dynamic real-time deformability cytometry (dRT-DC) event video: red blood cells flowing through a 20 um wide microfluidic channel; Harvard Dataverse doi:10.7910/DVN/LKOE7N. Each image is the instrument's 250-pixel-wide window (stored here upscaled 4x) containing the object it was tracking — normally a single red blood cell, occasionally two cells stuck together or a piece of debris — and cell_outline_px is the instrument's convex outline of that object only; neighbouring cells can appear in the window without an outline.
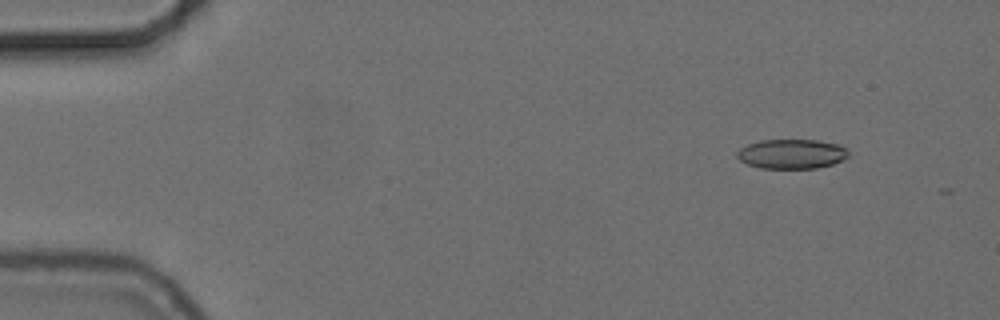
{"species": "common noctule bat (a hibernating species)", "species_latin": "Nyctalus noctula", "temperature_condition": "cold", "stored_images_in_passage": 18, "camera_frame_rate_fps": 3000, "um_per_image_px": 0.085, "animal": {"sex": "female", "body_mass_g": 24.6, "forearm_length_mm": 56.2}, "frame": {"image": 1, "passage_image": 6, "time_ms": 1.667, "image_size_px": [1000, 320], "cell_outline_px": [[848, 156], [844, 160], [832, 164], [816, 168], [760, 168], [748, 164], [740, 160], [736, 156], [736, 152], [740, 148], [748, 144], [760, 140], [816, 140], [840, 144], [848, 152]], "centroid_in_image_um": [67.29, 13.08], "position_along_channel_um": 17.7, "area_um2": 19.19}}
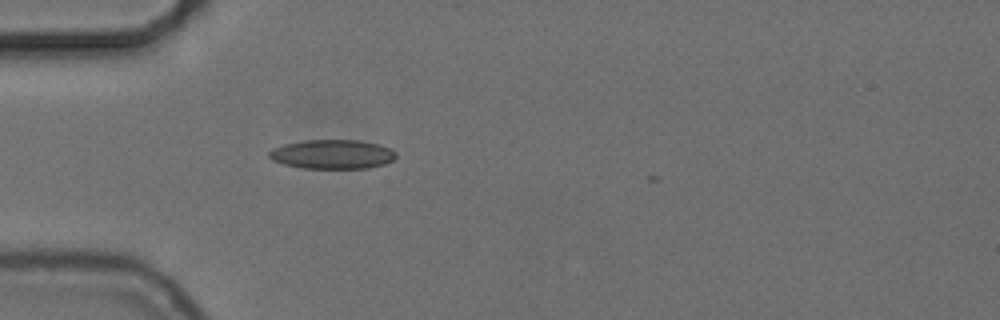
{"frame": {"image": 2, "passage_image": 17, "time_ms": 5.333, "image_size_px": [1000, 320], "cell_outline_px": [[396, 156], [392, 160], [384, 164], [368, 168], [304, 168], [284, 164], [272, 160], [268, 156], [268, 152], [272, 148], [284, 144], [304, 140], [360, 140], [380, 144], [392, 148], [396, 152]], "centroid_in_image_um": [28.26, 13.1], "position_along_channel_um": 56.7, "area_um2": 21.73}}